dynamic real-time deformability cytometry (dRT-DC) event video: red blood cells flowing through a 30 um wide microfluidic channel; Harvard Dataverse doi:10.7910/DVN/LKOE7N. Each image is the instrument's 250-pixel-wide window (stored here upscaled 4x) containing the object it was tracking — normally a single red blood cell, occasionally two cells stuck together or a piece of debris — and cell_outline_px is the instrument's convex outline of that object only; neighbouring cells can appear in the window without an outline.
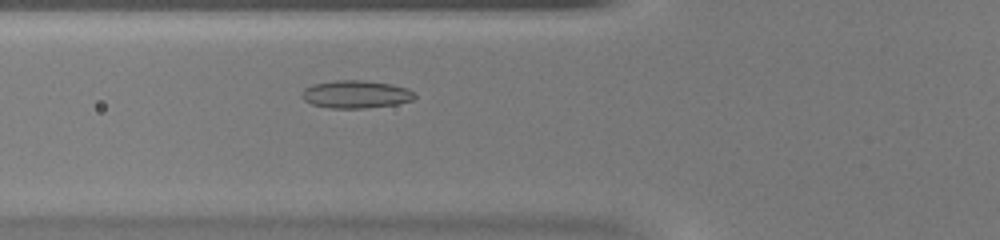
{"species": "common noctule bat (a hibernating species)", "species_latin": "Nyctalus noctula", "temperature_condition": "warm", "stored_images_in_passage": 33, "camera_frame_rate_fps": 3000, "um_per_image_px": 0.085, "animal": {"sex": "female", "body_mass_g": 20.0, "forearm_length_mm": 54.0}, "frame": {"image": 1, "passage_image": 4, "time_ms": 1.0, "image_size_px": [1000, 240], "cell_outline_px": [[416, 96], [412, 100], [396, 104], [364, 108], [328, 108], [312, 104], [304, 100], [300, 96], [304, 88], [312, 84], [336, 80], [364, 80], [392, 84], [408, 88]], "centroid_in_image_um": [30.22, 8.01], "position_along_channel_um": 95.6, "area_um2": 18.32}}
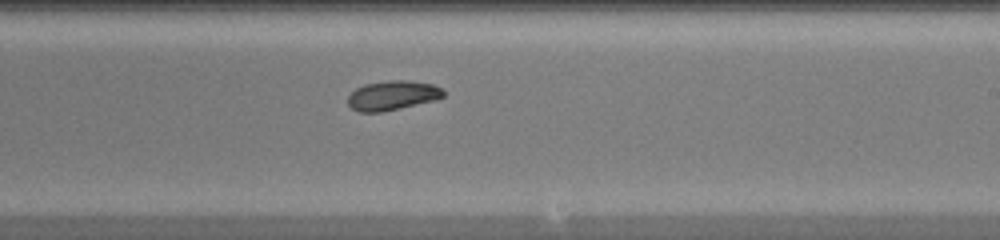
{"frame": {"image": 2, "passage_image": 15, "time_ms": 4.667, "image_size_px": [1000, 240], "cell_outline_px": [[444, 96], [436, 100], [400, 108], [380, 112], [360, 112], [352, 108], [348, 104], [348, 96], [356, 88], [364, 84], [388, 80], [408, 80], [432, 84], [440, 88], [444, 92]], "centroid_in_image_um": [33.35, 8.1], "position_along_channel_um": 255.6, "area_um2": 16.36}}
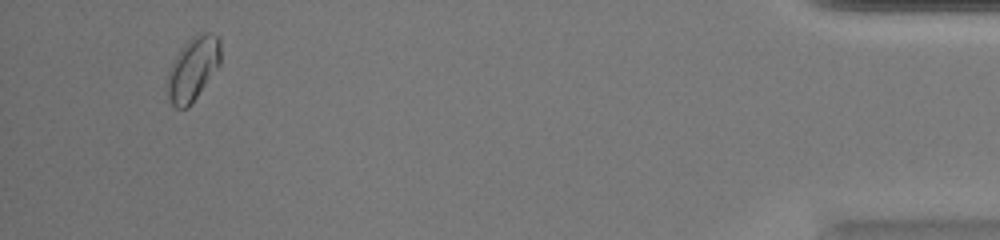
{"frame": {"image": 3, "passage_image": 31, "time_ms": 10.0, "image_size_px": [1000, 240], "cell_outline_px": [[220, 64], [192, 104], [188, 108], [176, 108], [168, 100], [168, 72], [172, 64], [184, 44], [192, 36], [200, 32], [208, 32], [220, 36]], "centroid_in_image_um": [16.43, 5.84], "position_along_channel_um": 418.8, "area_um2": 19.71}}